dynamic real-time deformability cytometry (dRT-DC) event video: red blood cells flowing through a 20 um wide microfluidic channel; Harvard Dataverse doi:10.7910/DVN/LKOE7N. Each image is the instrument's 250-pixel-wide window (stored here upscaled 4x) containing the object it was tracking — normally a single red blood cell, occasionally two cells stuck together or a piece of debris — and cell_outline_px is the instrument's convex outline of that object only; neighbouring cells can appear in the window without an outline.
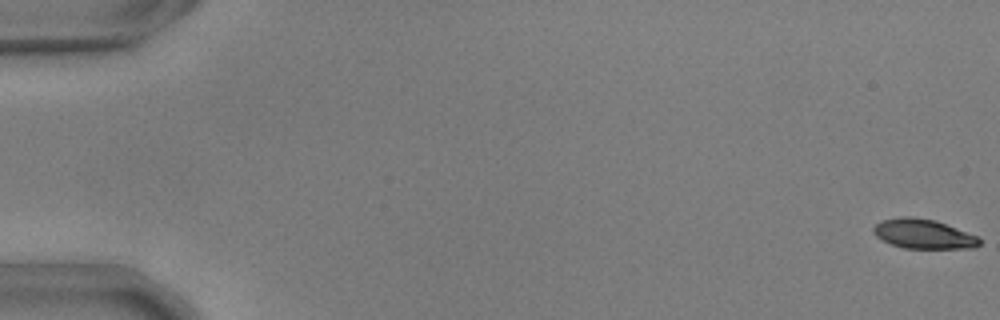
{"species": "common noctule bat (a hibernating species)", "species_latin": "Nyctalus noctula", "temperature_condition": "warm", "stored_images_in_passage": 57, "camera_frame_rate_fps": 3000, "um_per_image_px": 0.085, "animal": {"sex": "male", "body_mass_g": 17.9, "forearm_length_mm": 54.2}, "frame": {"image": 1, "passage_image": 1, "time_ms": 0.0, "image_size_px": [1000, 320], "cell_outline_px": [[980, 244], [976, 248], [904, 248], [892, 244], [876, 236], [872, 232], [872, 228], [880, 220], [900, 216], [912, 216], [936, 220], [980, 236]], "centroid_in_image_um": [78.51, 19.87], "position_along_channel_um": 6.5, "area_um2": 18.5}}
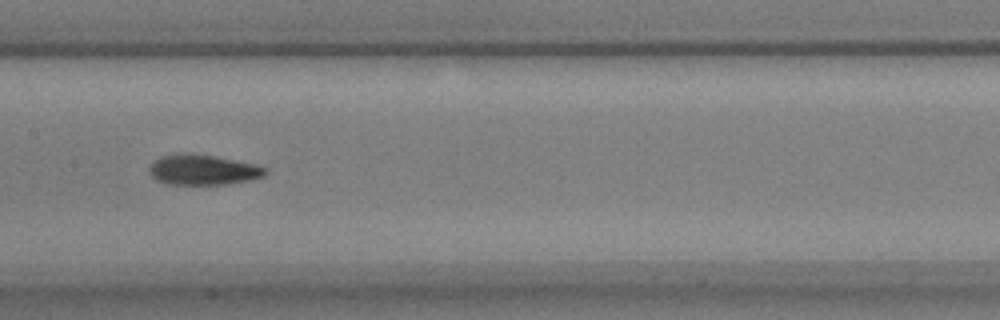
{"frame": {"image": 2, "passage_image": 29, "time_ms": 9.333, "image_size_px": [1000, 320], "cell_outline_px": [[268, 172], [264, 176], [252, 180], [228, 184], [168, 184], [156, 180], [148, 172], [148, 168], [160, 156], [176, 152], [188, 152], [216, 156], [256, 164], [268, 168]], "centroid_in_image_um": [17.27, 14.42], "position_along_channel_um": 190.1, "area_um2": 20.92}}
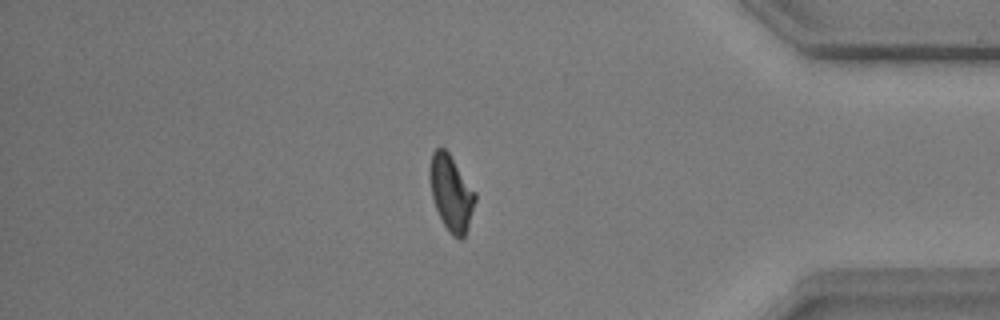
{"frame": {"image": 3, "passage_image": 48, "time_ms": 15.667, "image_size_px": [1000, 320], "cell_outline_px": [[476, 200], [468, 228], [464, 236], [460, 240], [452, 236], [448, 232], [436, 208], [432, 196], [428, 176], [428, 172], [432, 152], [436, 148], [444, 148], [448, 152], [476, 192]], "centroid_in_image_um": [38.34, 16.41], "position_along_channel_um": 396.9, "area_um2": 20.06}, "authors_computed_cell_mechanics": {"area_um2": 19.7676, "velocity_mm_per_s": 3.6999, "shape_relaxation_time_tau1_ms": 3.9763, "shape_relaxation_time_tau2_ms": 2.9651, "deformation_change_tau1": 0.1476, "deformation_change_tau2": 0.0933}}